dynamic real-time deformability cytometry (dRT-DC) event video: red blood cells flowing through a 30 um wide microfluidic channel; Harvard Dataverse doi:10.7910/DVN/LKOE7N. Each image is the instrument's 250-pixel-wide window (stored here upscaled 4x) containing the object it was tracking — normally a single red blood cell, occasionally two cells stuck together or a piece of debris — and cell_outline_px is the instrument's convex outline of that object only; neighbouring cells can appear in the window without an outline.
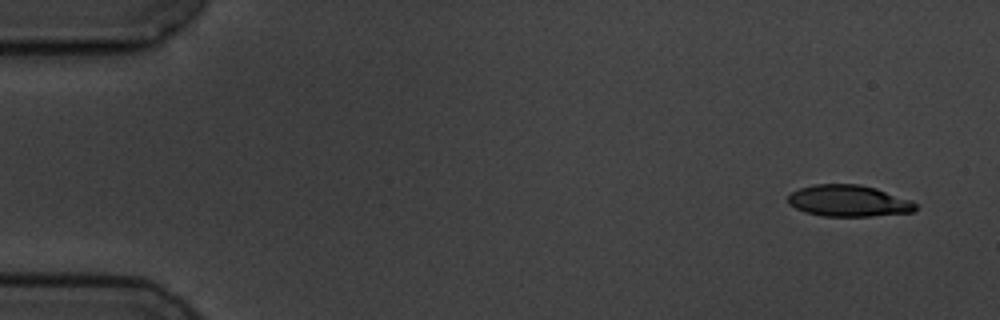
{"species": "common noctule bat (a hibernating species)", "species_latin": "Nyctalus noctula", "temperature_condition": "cold", "stored_images_in_passage": 6, "camera_frame_rate_fps": 3000, "um_per_image_px": 0.085, "animal": {"sex": "male", "body_mass_g": 19.5, "forearm_length_mm": 54.6}, "frame": {"image": 1, "passage_image": 1, "time_ms": 0.0, "image_size_px": [1000, 320], "cell_outline_px": [[916, 208], [912, 212], [872, 216], [824, 216], [804, 212], [788, 204], [788, 196], [792, 192], [800, 188], [812, 184], [860, 184], [876, 188], [908, 200], [916, 204]], "centroid_in_image_um": [72.08, 17.07], "position_along_channel_um": 12.9, "area_um2": 23.24}}
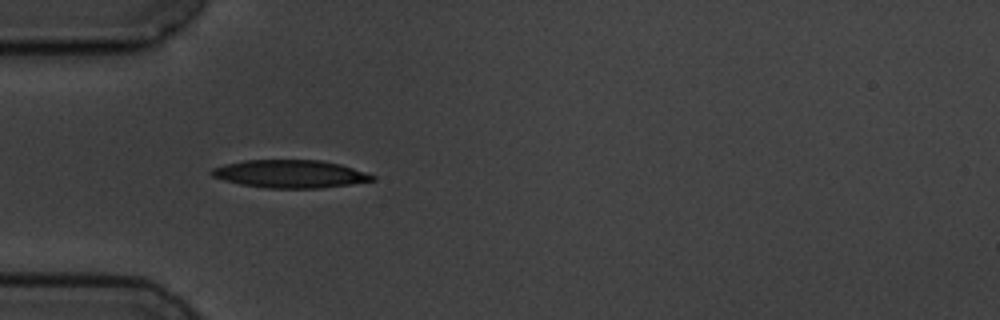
{"frame": {"image": 2, "passage_image": 5, "time_ms": 4.667, "image_size_px": [1000, 320], "cell_outline_px": [[376, 180], [320, 188], [264, 188], [240, 184], [224, 180], [212, 176], [208, 172], [212, 168], [224, 164], [244, 160], [324, 160], [340, 164], [376, 176]], "centroid_in_image_um": [24.62, 14.78], "position_along_channel_um": 60.4, "area_um2": 26.13}}
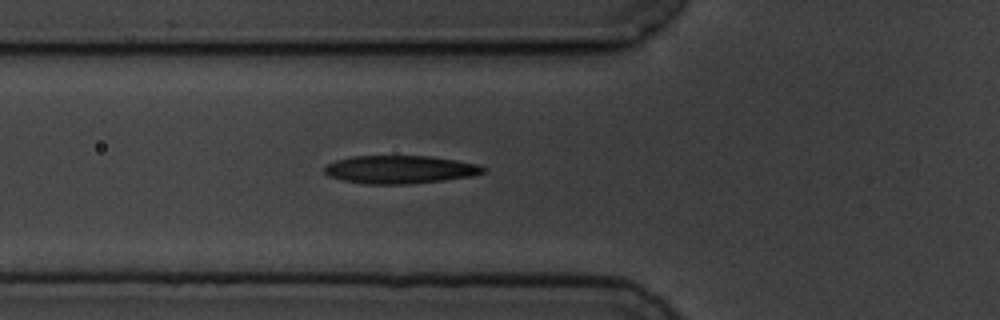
{"frame": {"image": 3, "passage_image": 6, "time_ms": 5.667, "image_size_px": [1000, 320], "cell_outline_px": [[488, 168], [484, 172], [468, 176], [444, 180], [408, 184], [364, 184], [344, 180], [328, 176], [324, 172], [324, 168], [328, 164], [336, 160], [352, 156], [432, 156], [456, 160], [476, 164]], "centroid_in_image_um": [33.98, 14.4], "position_along_channel_um": 91.8, "area_um2": 25.84}}